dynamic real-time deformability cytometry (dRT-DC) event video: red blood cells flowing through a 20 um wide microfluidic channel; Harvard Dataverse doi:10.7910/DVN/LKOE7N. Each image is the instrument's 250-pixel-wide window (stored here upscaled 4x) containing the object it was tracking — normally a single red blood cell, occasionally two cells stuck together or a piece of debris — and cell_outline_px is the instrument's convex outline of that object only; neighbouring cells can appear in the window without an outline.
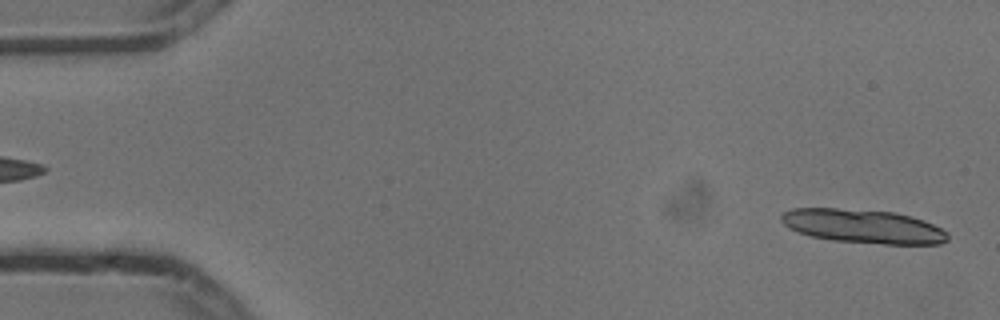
{"species": "common noctule bat (a hibernating species)", "species_latin": "Nyctalus noctula", "temperature_condition": "cold", "stored_images_in_passage": 2, "camera_frame_rate_fps": 3000, "um_per_image_px": 0.085, "animal": {"sex": "male", "body_mass_g": 13.3}, "frame": {"image": 1, "passage_image": 2, "time_ms": 0.333, "image_size_px": [1000, 320], "cell_outline_px": [[948, 240], [940, 244], [884, 244], [832, 240], [812, 236], [796, 232], [788, 228], [780, 220], [780, 216], [784, 212], [792, 208], [836, 208], [896, 212], [912, 216], [924, 220], [948, 232]], "centroid_in_image_um": [73.36, 19.23], "position_along_channel_um": 11.6, "area_um2": 33.0}}